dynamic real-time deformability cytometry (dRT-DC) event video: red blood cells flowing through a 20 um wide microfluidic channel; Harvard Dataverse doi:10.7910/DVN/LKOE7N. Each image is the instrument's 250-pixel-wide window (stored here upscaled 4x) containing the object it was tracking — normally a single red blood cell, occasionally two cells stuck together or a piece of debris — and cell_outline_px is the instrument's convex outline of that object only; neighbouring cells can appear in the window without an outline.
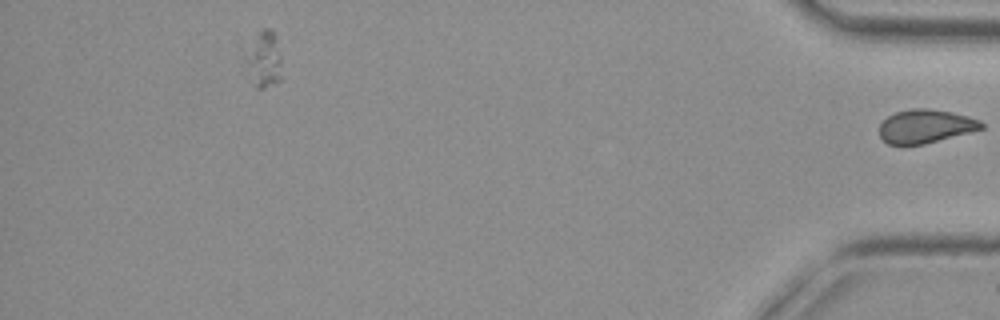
{"species": "common noctule bat (a hibernating species)", "species_latin": "Nyctalus noctula", "temperature_condition": "cold", "stored_images_in_passage": 39, "segment_of_instrument_passage": [3, 3], "camera_frame_rate_fps": 3000, "um_per_image_px": 0.085, "animal": {"sex": "female", "body_mass_g": 29.2, "forearm_length_mm": 56.3}, "frame": {"image": 1, "passage_image": 39, "time_ms": 12.667, "image_size_px": [1000, 320], "cell_outline_px": [[984, 128], [924, 144], [888, 144], [880, 136], [880, 124], [888, 116], [896, 112], [912, 108], [928, 108], [952, 112], [968, 116], [980, 120], [984, 124]], "centroid_in_image_um": [78.68, 10.72], "position_along_channel_um": 356.5, "area_um2": 19.77}}